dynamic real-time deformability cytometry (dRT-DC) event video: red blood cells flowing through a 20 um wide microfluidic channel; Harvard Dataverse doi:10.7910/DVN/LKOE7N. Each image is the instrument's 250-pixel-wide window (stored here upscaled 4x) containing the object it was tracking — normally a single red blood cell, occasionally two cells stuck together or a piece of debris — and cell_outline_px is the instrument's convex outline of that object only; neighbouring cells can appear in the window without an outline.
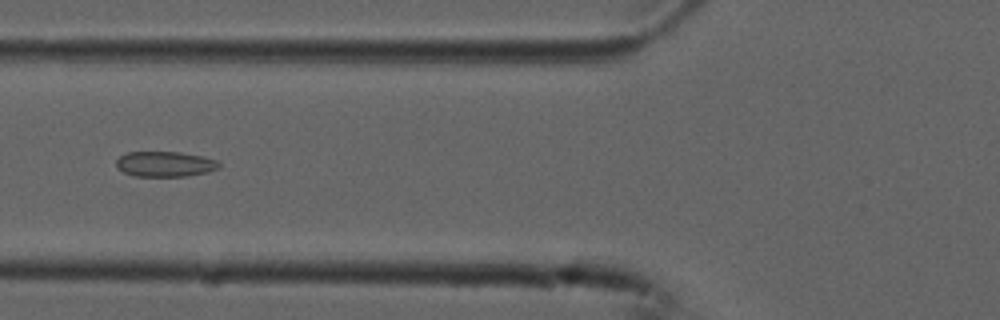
{"species": "common noctule bat (a hibernating species)", "species_latin": "Nyctalus noctula", "temperature_condition": "cold", "stored_images_in_passage": 7, "camera_frame_rate_fps": 3000, "um_per_image_px": 0.085, "animal": {"sex": "male", "forearm_length_mm": 52.5}, "frame": {"image": 1, "passage_image": 7, "time_ms": 2.0, "image_size_px": [1000, 320], "cell_outline_px": [[220, 168], [208, 172], [188, 176], [136, 176], [124, 172], [116, 168], [116, 160], [120, 156], [128, 152], [180, 152], [200, 156], [216, 160], [220, 164]], "centroid_in_image_um": [14.02, 13.95], "position_along_channel_um": 111.8, "area_um2": 15.14}}